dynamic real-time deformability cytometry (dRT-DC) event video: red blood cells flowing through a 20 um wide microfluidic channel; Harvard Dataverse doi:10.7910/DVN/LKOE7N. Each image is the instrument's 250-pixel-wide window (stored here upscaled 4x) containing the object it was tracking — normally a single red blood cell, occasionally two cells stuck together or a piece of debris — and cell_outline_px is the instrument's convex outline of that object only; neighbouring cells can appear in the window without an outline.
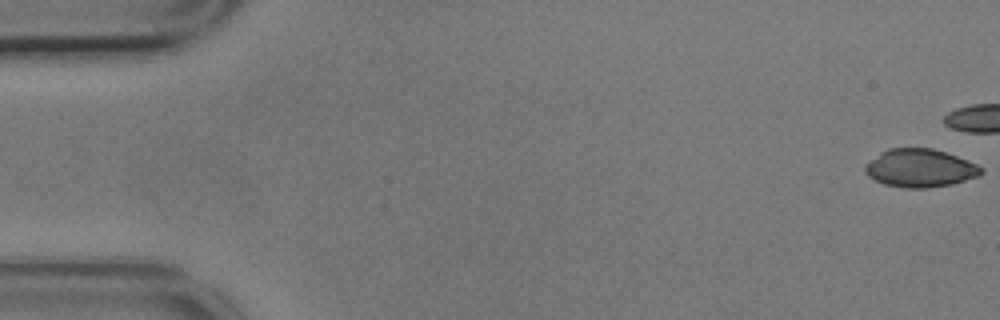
{"species": "common noctule bat (a hibernating species)", "species_latin": "Nyctalus noctula", "temperature_condition": "cold", "stored_images_in_passage": 7, "camera_frame_rate_fps": 3000, "um_per_image_px": 0.085, "animal": {"sex": "male", "body_mass_g": 17.9}, "frame": {"image": 1, "passage_image": 1, "time_ms": 0.0, "image_size_px": [1000, 320], "cell_outline_px": [[984, 172], [980, 176], [952, 184], [928, 188], [908, 188], [884, 184], [868, 176], [864, 172], [864, 168], [880, 152], [888, 148], [932, 148], [968, 160], [984, 168]], "centroid_in_image_um": [78.24, 14.29], "position_along_channel_um": 6.8, "area_um2": 25.72}}